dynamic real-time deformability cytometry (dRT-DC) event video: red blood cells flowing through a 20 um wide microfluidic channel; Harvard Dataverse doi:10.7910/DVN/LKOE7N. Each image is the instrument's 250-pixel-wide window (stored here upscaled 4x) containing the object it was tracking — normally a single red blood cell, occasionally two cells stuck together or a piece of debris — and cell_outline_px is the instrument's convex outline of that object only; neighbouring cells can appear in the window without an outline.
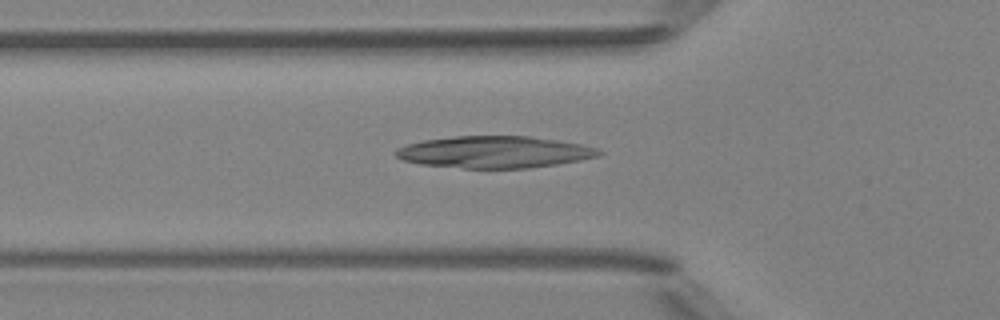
{"species": "Egyptian fruit bat (a non-hibernating species)", "species_latin": "Rousettus aegyptiacus", "temperature_condition": "room temperature", "stored_images_in_passage": 6, "camera_frame_rate_fps": 3000, "um_per_image_px": 0.085, "animal": {"sex": "female"}, "frame": {"image": 1, "passage_image": 6, "time_ms": 6.0, "image_size_px": [1000, 320], "cell_outline_px": [[604, 152], [600, 156], [580, 160], [556, 164], [528, 168], [464, 168], [420, 164], [404, 160], [396, 156], [392, 152], [396, 148], [408, 144], [424, 140], [456, 136], [528, 136], [556, 140], [580, 144], [596, 148]], "centroid_in_image_um": [42.01, 12.92], "position_along_channel_um": 83.8, "area_um2": 37.57}}